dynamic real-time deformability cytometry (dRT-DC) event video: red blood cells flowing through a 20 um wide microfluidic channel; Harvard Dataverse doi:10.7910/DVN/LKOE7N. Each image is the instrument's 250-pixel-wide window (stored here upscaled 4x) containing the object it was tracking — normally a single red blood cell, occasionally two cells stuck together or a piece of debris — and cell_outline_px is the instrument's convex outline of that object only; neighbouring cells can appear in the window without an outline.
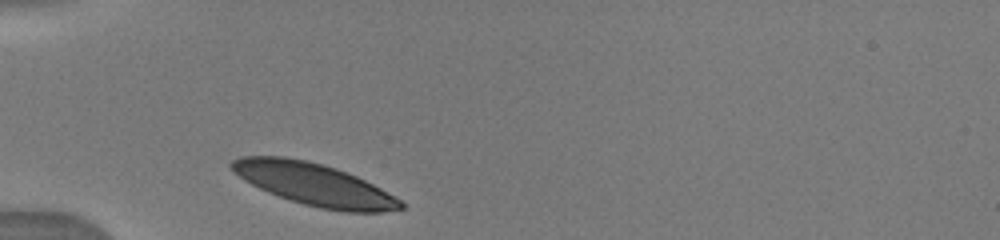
{"species": "human", "species_latin": "Homo sapiens", "temperature_condition": "warm", "stored_images_in_passage": 31, "camera_frame_rate_fps": 3000, "um_per_image_px": 0.085, "donor": {"sex": "male"}, "frame": {"image": 1, "passage_image": 1, "time_ms": 0.0, "image_size_px": [1000, 240], "cell_outline_px": [[404, 208], [384, 212], [344, 212], [320, 208], [304, 204], [268, 192], [244, 180], [228, 164], [232, 160], [240, 156], [284, 156], [304, 160], [336, 168], [348, 172], [380, 188], [400, 200], [404, 204]], "centroid_in_image_um": [26.71, 15.67], "position_along_channel_um": 58.3, "area_um2": 41.1}}
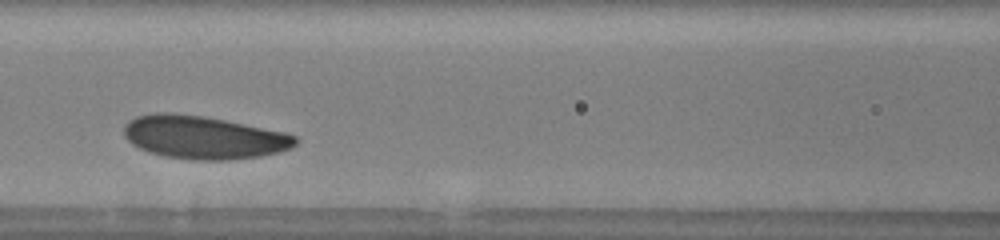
{"frame": {"image": 2, "passage_image": 8, "time_ms": 2.667, "image_size_px": [1000, 240], "cell_outline_px": [[296, 144], [292, 148], [280, 152], [260, 156], [232, 160], [192, 160], [164, 156], [148, 152], [132, 144], [124, 136], [124, 124], [128, 120], [136, 116], [156, 112], [172, 112], [200, 116], [224, 120], [284, 132], [296, 136]], "centroid_in_image_um": [17.27, 11.68], "position_along_channel_um": 149.3, "area_um2": 43.12}}
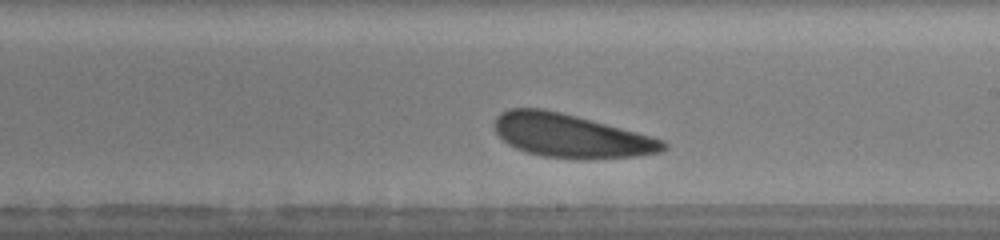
{"frame": {"image": 3, "passage_image": 17, "time_ms": 5.0, "image_size_px": [1000, 240], "cell_outline_px": [[668, 148], [664, 152], [636, 156], [544, 156], [528, 152], [516, 148], [508, 144], [492, 128], [492, 124], [496, 116], [500, 112], [508, 108], [544, 108], [576, 116], [636, 132], [664, 140], [668, 144]], "centroid_in_image_um": [48.46, 11.49], "position_along_channel_um": 240.5, "area_um2": 41.67}}